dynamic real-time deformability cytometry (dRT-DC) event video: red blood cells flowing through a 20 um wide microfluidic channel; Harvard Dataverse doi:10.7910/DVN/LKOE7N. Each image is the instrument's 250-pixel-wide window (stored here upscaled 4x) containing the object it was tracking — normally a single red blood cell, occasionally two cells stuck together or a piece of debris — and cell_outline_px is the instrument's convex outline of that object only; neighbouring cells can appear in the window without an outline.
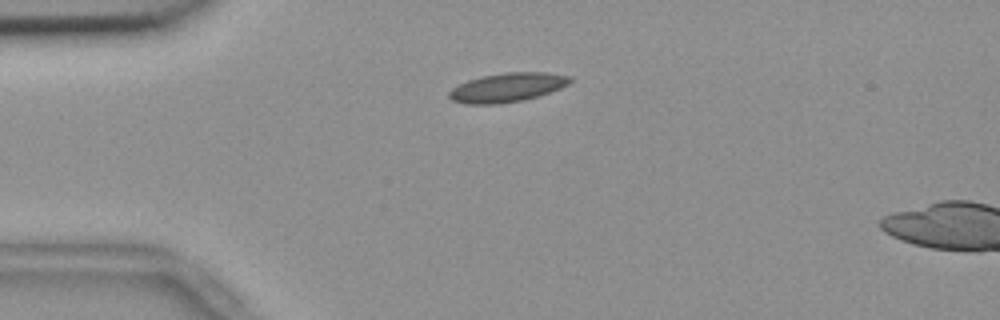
{"species": "common noctule bat (a hibernating species)", "species_latin": "Nyctalus noctula", "temperature_condition": "room temperature", "stored_images_in_passage": 54, "camera_frame_rate_fps": 3000, "um_per_image_px": 0.085, "animal": {"sex": "female", "body_mass_g": 18.4}, "frame": {"image": 1, "passage_image": 12, "time_ms": 3.667, "image_size_px": [1000, 320], "cell_outline_px": [[572, 80], [568, 84], [560, 88], [540, 96], [524, 100], [500, 104], [464, 104], [452, 100], [448, 96], [448, 92], [452, 88], [468, 80], [480, 76], [508, 72], [548, 72], [572, 76]], "centroid_in_image_um": [43.13, 7.43], "position_along_channel_um": 41.9, "area_um2": 20.69}}
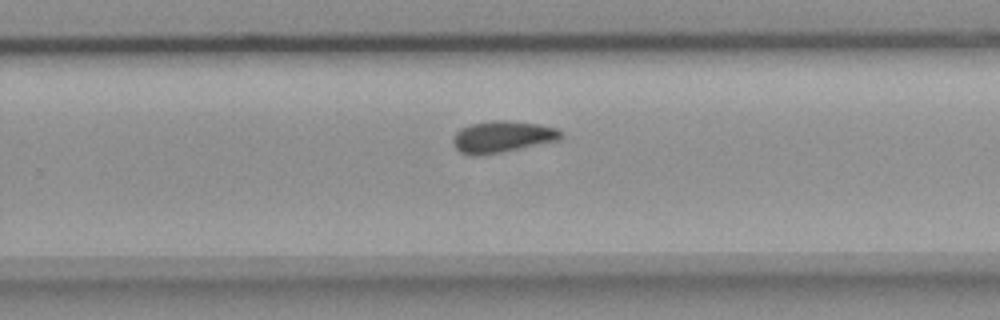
{"frame": {"image": 2, "passage_image": 34, "time_ms": 11.0, "image_size_px": [1000, 320], "cell_outline_px": [[564, 136], [560, 140], [480, 156], [472, 156], [460, 152], [452, 144], [452, 136], [460, 128], [468, 124], [492, 120], [508, 120], [540, 124], [556, 128], [564, 132]], "centroid_in_image_um": [42.68, 11.61], "position_along_channel_um": 287.1, "area_um2": 20.23}}
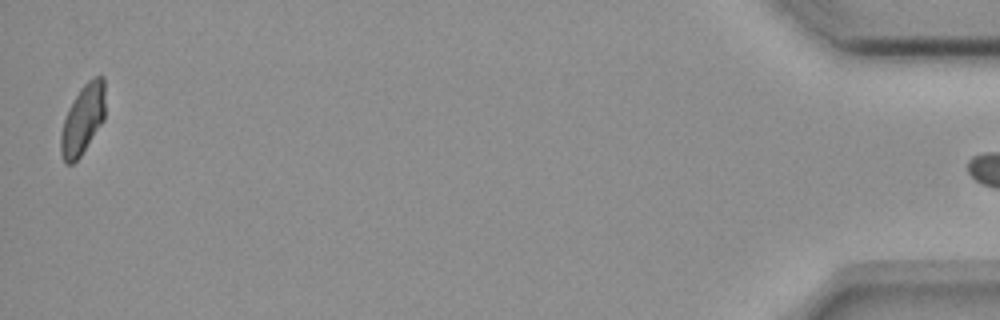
{"frame": {"image": 3, "passage_image": 53, "time_ms": 17.333, "image_size_px": [1000, 320], "cell_outline_px": [[104, 120], [80, 156], [72, 164], [64, 164], [60, 152], [60, 136], [64, 120], [68, 108], [80, 88], [88, 80], [96, 76], [104, 76]], "centroid_in_image_um": [7.02, 10.16], "position_along_channel_um": 428.2, "area_um2": 17.98}}